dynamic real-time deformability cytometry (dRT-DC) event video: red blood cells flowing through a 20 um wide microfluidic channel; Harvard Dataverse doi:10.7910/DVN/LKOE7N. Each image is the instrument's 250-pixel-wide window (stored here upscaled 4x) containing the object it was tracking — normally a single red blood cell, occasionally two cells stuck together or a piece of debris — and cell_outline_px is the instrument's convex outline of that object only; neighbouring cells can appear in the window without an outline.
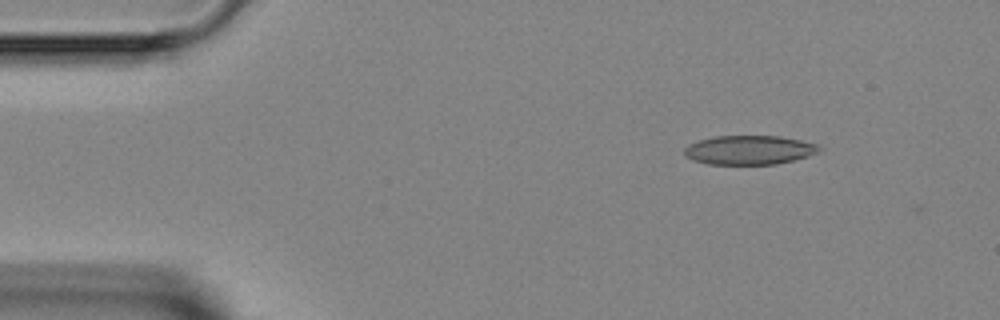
{"species": "Egyptian fruit bat (a non-hibernating species)", "species_latin": "Rousettus aegyptiacus", "temperature_condition": "room temperature", "stored_images_in_passage": 5, "camera_frame_rate_fps": 3000, "um_per_image_px": 0.085, "animal": {"sex": "female"}, "frame": {"image": 1, "passage_image": 2, "time_ms": 1.333, "image_size_px": [1000, 320], "cell_outline_px": [[824, 148], [808, 156], [776, 164], [708, 164], [692, 160], [684, 156], [684, 148], [688, 144], [700, 140], [716, 136], [780, 136], [800, 140], [816, 144]], "centroid_in_image_um": [63.66, 12.75], "position_along_channel_um": 21.3, "area_um2": 22.83}}
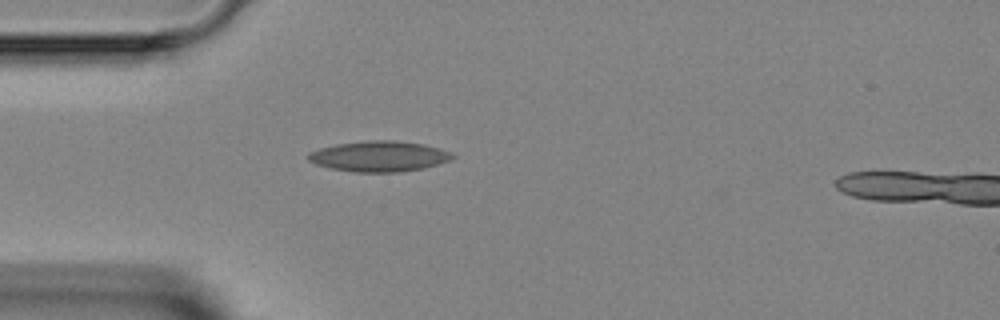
{"frame": {"image": 2, "passage_image": 4, "time_ms": 3.667, "image_size_px": [1000, 320], "cell_outline_px": [[456, 156], [452, 160], [424, 168], [400, 172], [356, 172], [332, 168], [316, 164], [308, 160], [308, 152], [320, 148], [336, 144], [368, 140], [392, 140], [424, 144], [440, 148], [452, 152]], "centroid_in_image_um": [32.27, 13.28], "position_along_channel_um": 52.7, "area_um2": 25.78}}